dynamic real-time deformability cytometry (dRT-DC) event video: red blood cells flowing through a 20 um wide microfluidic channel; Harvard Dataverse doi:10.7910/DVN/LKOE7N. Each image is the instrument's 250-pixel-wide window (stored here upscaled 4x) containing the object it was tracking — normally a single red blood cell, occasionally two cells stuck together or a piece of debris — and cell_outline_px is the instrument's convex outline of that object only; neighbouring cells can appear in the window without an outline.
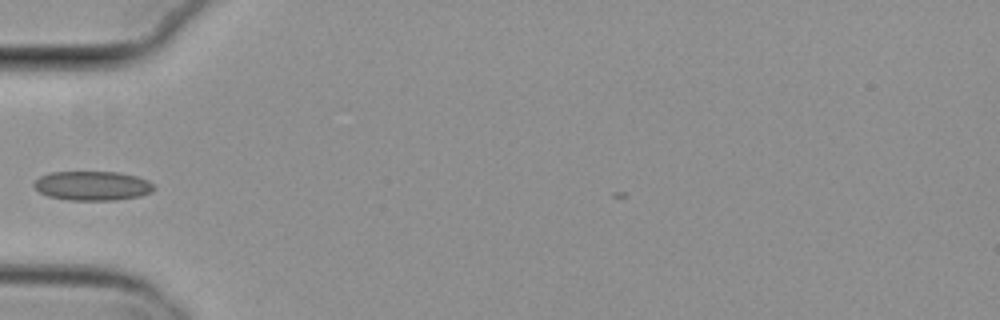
{"species": "common noctule bat (a hibernating species)", "species_latin": "Nyctalus noctula", "temperature_condition": "cold", "stored_images_in_passage": 2, "camera_frame_rate_fps": 3000, "um_per_image_px": 0.085, "animal": {"sex": "female", "body_mass_g": 29.2, "forearm_length_mm": 56.3}, "frame": {"image": 1, "passage_image": 1, "time_ms": 0.0, "image_size_px": [1000, 320], "cell_outline_px": [[156, 188], [152, 192], [140, 196], [116, 200], [68, 200], [48, 196], [40, 192], [32, 184], [40, 176], [52, 172], [116, 172], [136, 176], [148, 180]], "centroid_in_image_um": [7.87, 15.79], "position_along_channel_um": 77.1, "area_um2": 20.46}}